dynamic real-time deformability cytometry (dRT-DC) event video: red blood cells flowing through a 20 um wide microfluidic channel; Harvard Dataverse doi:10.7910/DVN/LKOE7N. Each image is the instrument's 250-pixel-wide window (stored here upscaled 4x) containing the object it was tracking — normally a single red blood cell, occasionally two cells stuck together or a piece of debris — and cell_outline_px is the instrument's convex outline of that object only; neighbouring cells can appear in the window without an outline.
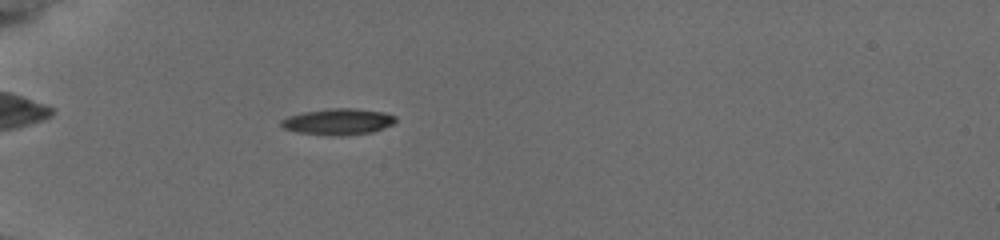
{"species": "common noctule bat (a hibernating species)", "species_latin": "Nyctalus noctula", "temperature_condition": "cold", "stored_images_in_passage": 29, "camera_frame_rate_fps": 3000, "um_per_image_px": 0.085, "animal": {"sex": "female", "body_mass_g": 19.5, "forearm_length_mm": 54.1}, "frame": {"image": 1, "passage_image": 19, "time_ms": 6.333, "image_size_px": [1000, 240], "cell_outline_px": [[396, 120], [392, 124], [384, 128], [372, 132], [340, 136], [296, 132], [284, 128], [280, 124], [280, 120], [288, 116], [304, 112], [328, 108], [356, 108], [384, 112], [396, 116]], "centroid_in_image_um": [28.75, 10.33], "position_along_channel_um": 56.3, "area_um2": 17.51}}
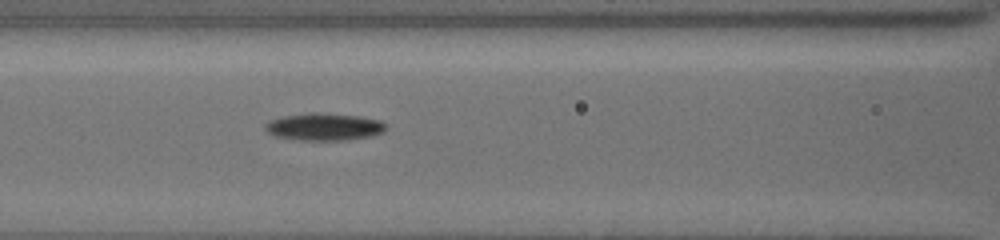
{"frame": {"image": 2, "passage_image": 26, "time_ms": 9.0, "image_size_px": [1000, 240], "cell_outline_px": [[384, 132], [372, 136], [348, 140], [300, 140], [276, 136], [268, 132], [264, 128], [264, 124], [272, 120], [284, 116], [312, 112], [316, 112], [356, 116], [380, 120], [384, 124]], "centroid_in_image_um": [27.54, 10.78], "position_along_channel_um": 139.1, "area_um2": 19.02}}
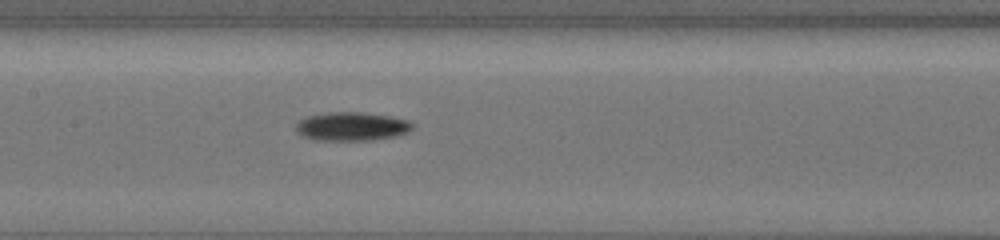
{"frame": {"image": 3, "passage_image": 29, "time_ms": 10.0, "image_size_px": [1000, 240], "cell_outline_px": [[412, 128], [408, 132], [396, 136], [372, 140], [316, 140], [304, 136], [296, 132], [296, 124], [300, 120], [308, 116], [328, 112], [360, 112], [388, 116], [412, 120]], "centroid_in_image_um": [29.91, 10.74], "position_along_channel_um": 177.5, "area_um2": 19.42}}